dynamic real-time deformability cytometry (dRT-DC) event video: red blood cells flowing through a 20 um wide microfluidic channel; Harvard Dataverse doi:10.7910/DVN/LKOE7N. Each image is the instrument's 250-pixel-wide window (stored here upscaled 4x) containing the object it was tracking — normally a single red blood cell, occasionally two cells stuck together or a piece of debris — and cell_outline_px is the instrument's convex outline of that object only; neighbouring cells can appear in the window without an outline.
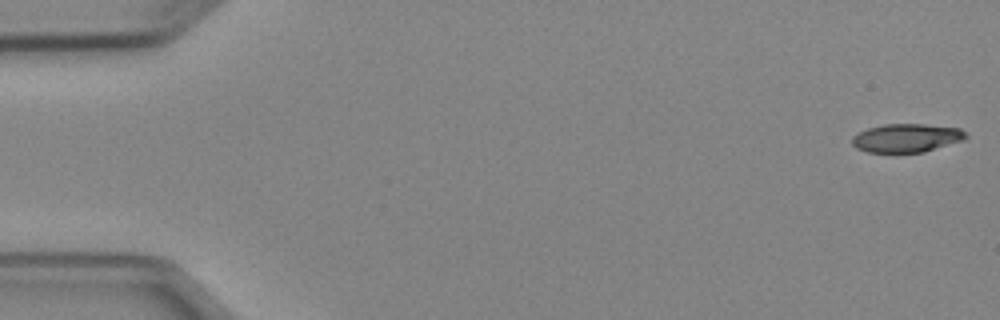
{"species": "Egyptian fruit bat (a non-hibernating species)", "species_latin": "Rousettus aegyptiacus", "temperature_condition": "cold", "stored_images_in_passage": 51, "camera_frame_rate_fps": 3000, "um_per_image_px": 0.085, "animal": {"sex": "female"}, "frame": {"image": 1, "passage_image": 1, "time_ms": 0.0, "image_size_px": [1000, 320], "cell_outline_px": [[968, 136], [964, 140], [924, 152], [868, 152], [856, 148], [852, 144], [852, 136], [856, 132], [868, 128], [884, 124], [924, 124], [960, 128], [968, 132]], "centroid_in_image_um": [77.07, 11.72], "position_along_channel_um": 7.9, "area_um2": 19.07}}
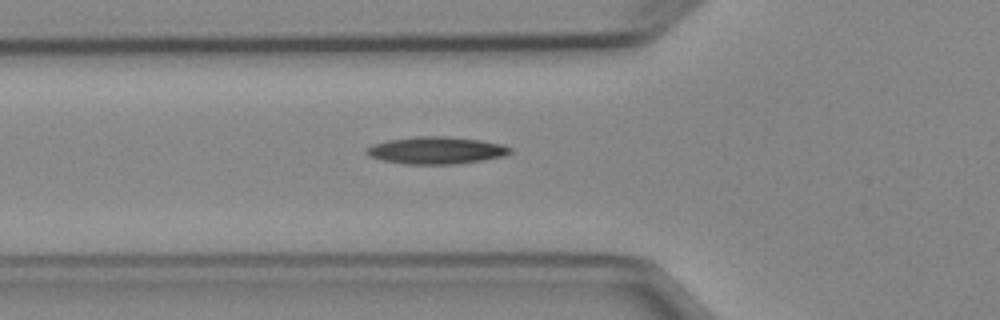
{"frame": {"image": 2, "passage_image": 18, "time_ms": 5.667, "image_size_px": [1000, 320], "cell_outline_px": [[512, 152], [504, 156], [484, 160], [452, 164], [404, 164], [380, 160], [368, 156], [364, 152], [364, 148], [372, 144], [388, 140], [420, 136], [448, 136], [480, 140], [500, 144], [512, 148]], "centroid_in_image_um": [37.03, 12.78], "position_along_channel_um": 88.8, "area_um2": 22.95}}
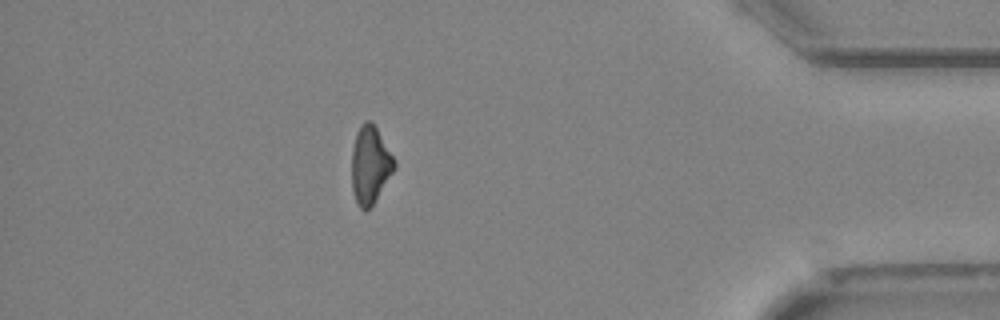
{"frame": {"image": 3, "passage_image": 45, "time_ms": 14.667, "image_size_px": [1000, 320], "cell_outline_px": [[396, 168], [372, 204], [364, 212], [356, 204], [352, 192], [352, 148], [356, 132], [360, 124], [364, 120], [372, 120], [396, 160]], "centroid_in_image_um": [31.45, 13.98], "position_along_channel_um": 403.7, "area_um2": 19.54}, "authors_computed_cell_mechanics": {"area_um2": 20.2878, "velocity_mm_per_s": 3.9631, "shape_relaxation_time_tau1_ms": 6.4106, "shape_relaxation_time_tau2_ms": null, "deformation_change_tau1": 0.1581, "deformation_change_tau2": null}}